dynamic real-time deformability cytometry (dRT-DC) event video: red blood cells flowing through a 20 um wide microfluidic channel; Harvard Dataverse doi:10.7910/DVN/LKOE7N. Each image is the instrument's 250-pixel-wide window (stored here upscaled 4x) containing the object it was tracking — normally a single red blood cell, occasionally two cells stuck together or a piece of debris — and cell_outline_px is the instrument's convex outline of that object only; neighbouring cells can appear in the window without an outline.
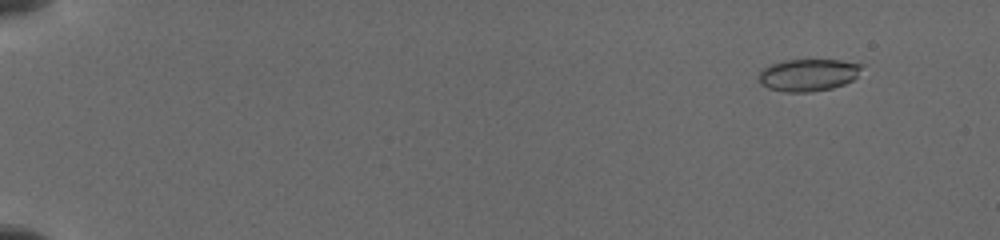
{"species": "common noctule bat (a hibernating species)", "species_latin": "Nyctalus noctula", "temperature_condition": "cold", "stored_images_in_passage": 13, "camera_frame_rate_fps": 3000, "um_per_image_px": 0.085, "animal": {"sex": "female", "body_mass_g": 19.5, "forearm_length_mm": 54.1}, "frame": {"image": 1, "passage_image": 3, "time_ms": 1.333, "image_size_px": [1000, 240], "cell_outline_px": [[864, 64], [856, 76], [852, 80], [844, 84], [832, 88], [812, 92], [784, 92], [768, 88], [760, 84], [756, 76], [760, 68], [784, 60], [840, 60]], "centroid_in_image_um": [68.64, 6.37], "position_along_channel_um": 16.4, "area_um2": 19.59}}
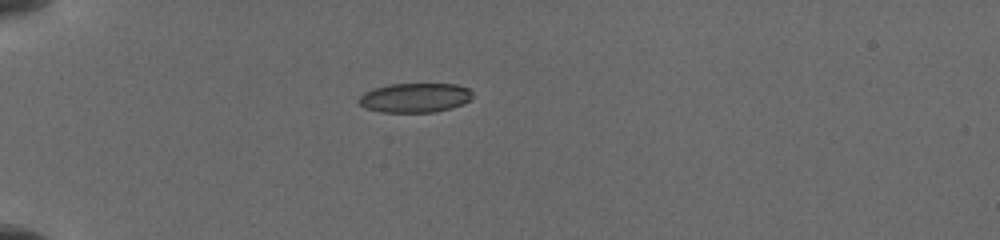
{"frame": {"image": 2, "passage_image": 10, "time_ms": 5.333, "image_size_px": [1000, 240], "cell_outline_px": [[472, 96], [464, 104], [452, 108], [436, 112], [380, 112], [364, 108], [356, 100], [364, 92], [372, 88], [388, 84], [456, 84], [468, 88], [472, 92]], "centroid_in_image_um": [35.24, 8.31], "position_along_channel_um": 49.8, "area_um2": 19.71}}
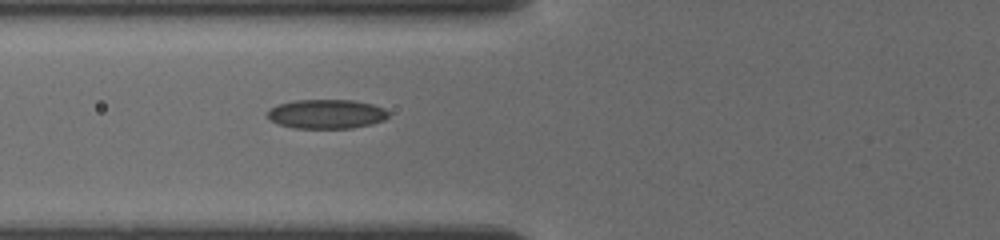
{"frame": {"image": 3, "passage_image": 13, "time_ms": 7.333, "image_size_px": [1000, 240], "cell_outline_px": [[388, 116], [384, 120], [372, 124], [352, 128], [292, 128], [280, 124], [272, 120], [268, 116], [268, 108], [276, 104], [296, 100], [352, 100], [372, 104], [384, 108], [388, 112]], "centroid_in_image_um": [27.75, 9.69], "position_along_channel_um": 98.1, "area_um2": 20.63}}